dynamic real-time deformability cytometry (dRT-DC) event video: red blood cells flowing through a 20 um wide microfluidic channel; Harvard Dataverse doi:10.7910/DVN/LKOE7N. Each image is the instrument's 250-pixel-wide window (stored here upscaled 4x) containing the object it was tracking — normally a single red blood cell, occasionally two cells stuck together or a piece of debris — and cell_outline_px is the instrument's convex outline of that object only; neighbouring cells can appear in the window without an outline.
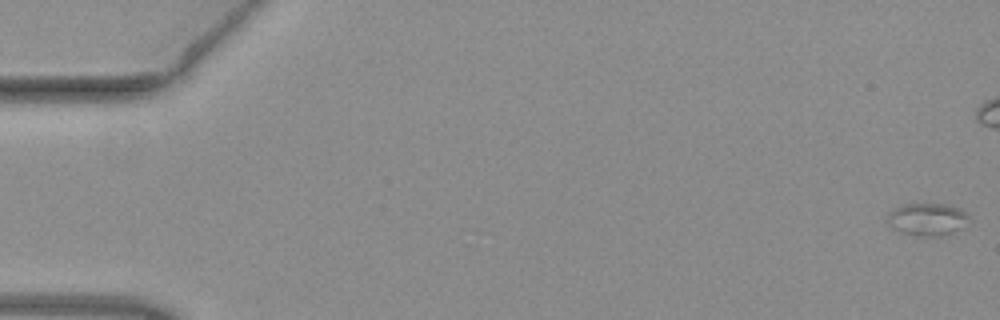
{"species": "common noctule bat (a hibernating species)", "species_latin": "Nyctalus noctula", "temperature_condition": "warm", "stored_images_in_passage": 53, "camera_frame_rate_fps": 3000, "um_per_image_px": 0.085, "animal": {"sex": "female", "body_mass_g": 19.3, "forearm_length_mm": 54.1}, "frame": {"image": 1, "passage_image": 1, "time_ms": 0.0, "image_size_px": [1000, 320], "cell_outline_px": [[968, 216], [964, 228], [940, 236], [924, 236], [900, 232], [892, 228], [888, 224], [888, 216], [896, 208], [904, 204], [948, 204], [960, 208]], "centroid_in_image_um": [78.84, 18.64], "position_along_channel_um": 6.2, "area_um2": 15.2}}
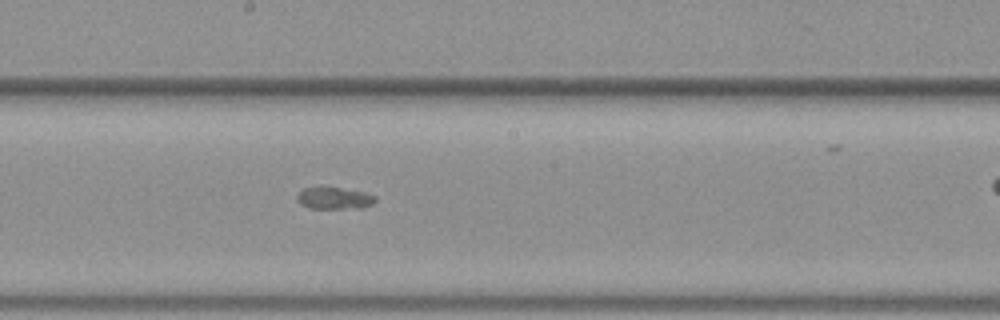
{"frame": {"image": 2, "passage_image": 29, "time_ms": 9.333, "image_size_px": [1000, 320], "cell_outline_px": [[376, 200], [372, 204], [360, 208], [308, 208], [300, 204], [296, 200], [296, 196], [304, 188], [320, 184], [364, 192], [376, 196]], "centroid_in_image_um": [28.35, 16.8], "position_along_channel_um": 219.8, "area_um2": 10.4}}
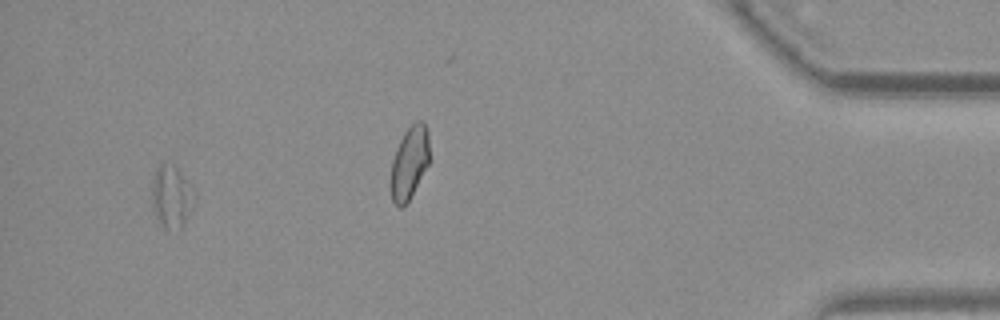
{"frame": {"image": 3, "passage_image": 50, "time_ms": 16.333, "image_size_px": [1000, 320], "cell_outline_px": [[196, 196], [192, 208], [180, 232], [164, 228], [160, 224], [156, 216], [152, 204], [152, 180], [156, 168], [164, 160], [176, 168], [192, 184]], "centroid_in_image_um": [14.6, 16.73], "position_along_channel_um": 420.6, "area_um2": 15.9}}